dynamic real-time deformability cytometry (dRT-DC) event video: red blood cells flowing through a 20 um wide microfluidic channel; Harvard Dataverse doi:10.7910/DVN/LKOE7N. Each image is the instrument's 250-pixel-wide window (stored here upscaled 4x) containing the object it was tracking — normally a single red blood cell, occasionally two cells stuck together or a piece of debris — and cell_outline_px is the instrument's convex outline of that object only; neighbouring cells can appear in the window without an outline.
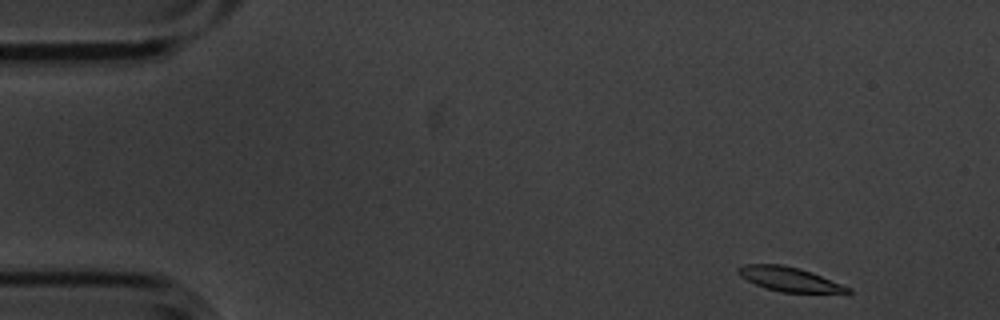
{"species": "common noctule bat (a hibernating species)", "species_latin": "Nyctalus noctula", "temperature_condition": "cold", "stored_images_in_passage": 3, "camera_frame_rate_fps": 3000, "um_per_image_px": 0.085, "animal": {"sex": "male", "body_mass_g": 20.1, "forearm_length_mm": 53.5}, "frame": {"image": 1, "passage_image": 1, "time_ms": 0.0, "image_size_px": [1000, 320], "cell_outline_px": [[852, 292], [848, 296], [780, 292], [764, 288], [740, 276], [736, 272], [736, 268], [744, 264], [780, 264], [800, 268], [812, 272], [852, 288]], "centroid_in_image_um": [67.26, 23.79], "position_along_channel_um": 17.7, "area_um2": 16.47}}